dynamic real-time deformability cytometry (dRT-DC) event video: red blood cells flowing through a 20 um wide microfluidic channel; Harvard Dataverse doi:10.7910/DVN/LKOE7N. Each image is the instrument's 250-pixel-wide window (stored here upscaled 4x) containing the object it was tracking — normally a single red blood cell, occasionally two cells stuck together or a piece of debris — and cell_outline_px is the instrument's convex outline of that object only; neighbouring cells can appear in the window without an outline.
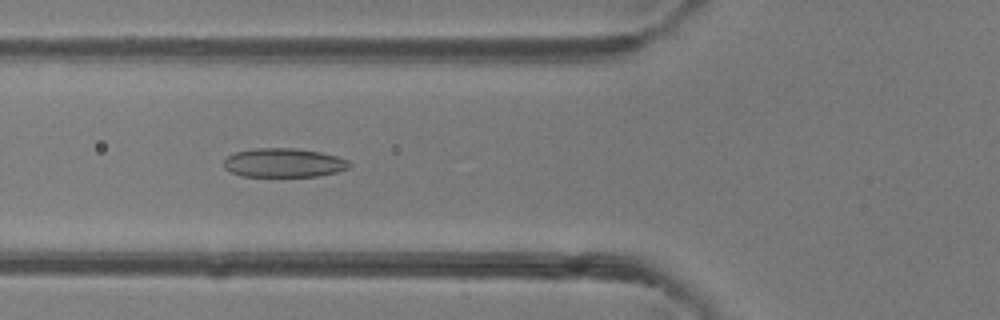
{"species": "common noctule bat (a hibernating species)", "species_latin": "Nyctalus noctula", "temperature_condition": "room temperature", "stored_images_in_passage": 14, "camera_frame_rate_fps": 3000, "um_per_image_px": 0.085, "animal": {"sex": "female"}, "frame": {"image": 1, "passage_image": 8, "time_ms": 2.333, "image_size_px": [1000, 320], "cell_outline_px": [[352, 164], [348, 168], [336, 172], [316, 176], [244, 176], [232, 172], [224, 168], [224, 160], [228, 156], [236, 152], [256, 148], [296, 148], [320, 152], [336, 156], [348, 160]], "centroid_in_image_um": [24.13, 13.83], "position_along_channel_um": 101.7, "area_um2": 21.04}}
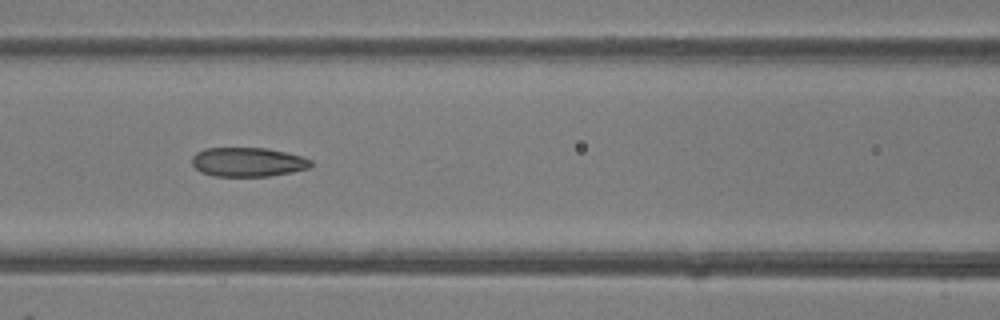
{"frame": {"image": 2, "passage_image": 11, "time_ms": 3.333, "image_size_px": [1000, 320], "cell_outline_px": [[312, 164], [308, 168], [292, 172], [268, 176], [212, 176], [200, 172], [192, 164], [192, 156], [196, 152], [204, 148], [268, 148], [300, 156], [312, 160]], "centroid_in_image_um": [21.03, 13.77], "position_along_channel_um": 145.6, "area_um2": 20.23}}